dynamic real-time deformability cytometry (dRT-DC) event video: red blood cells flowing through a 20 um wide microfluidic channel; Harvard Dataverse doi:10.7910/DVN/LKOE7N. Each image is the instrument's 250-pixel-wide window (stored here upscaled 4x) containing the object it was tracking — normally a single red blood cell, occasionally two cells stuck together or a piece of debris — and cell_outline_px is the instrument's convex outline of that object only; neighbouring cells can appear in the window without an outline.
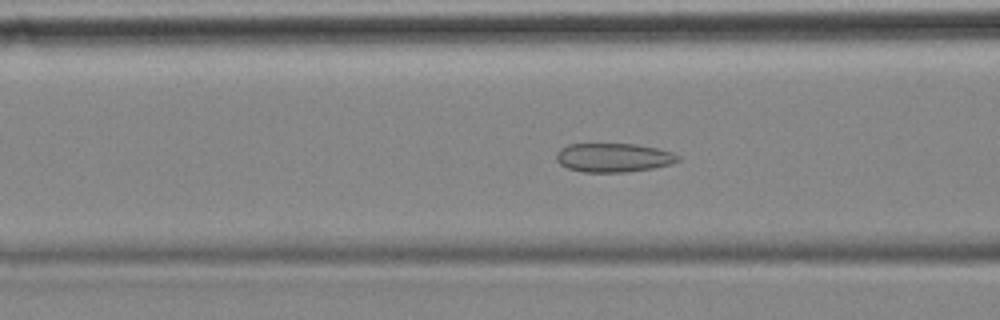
{"species": "common noctule bat (a hibernating species)", "species_latin": "Nyctalus noctula", "temperature_condition": "cold", "stored_images_in_passage": 54, "camera_frame_rate_fps": 3000, "um_per_image_px": 0.085, "animal": {"sex": "female", "body_mass_g": 18.4}, "frame": {"image": 1, "passage_image": 19, "time_ms": 6.0, "image_size_px": [1000, 320], "cell_outline_px": [[680, 160], [668, 164], [652, 168], [624, 172], [580, 172], [568, 168], [560, 164], [556, 160], [556, 152], [560, 148], [568, 144], [632, 144], [656, 148], [672, 152], [680, 156]], "centroid_in_image_um": [52.1, 13.39], "position_along_channel_um": 114.5, "area_um2": 20.4}}
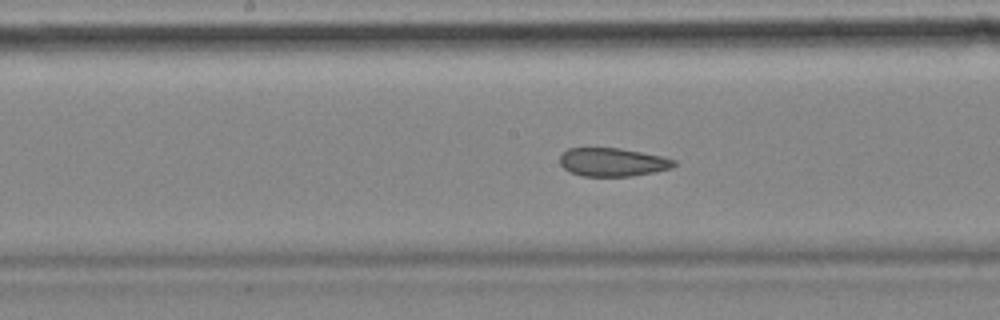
{"frame": {"image": 2, "passage_image": 26, "time_ms": 8.333, "image_size_px": [1000, 320], "cell_outline_px": [[676, 164], [672, 168], [656, 172], [632, 176], [580, 176], [568, 172], [560, 164], [560, 156], [568, 148], [620, 148], [664, 156], [676, 160]], "centroid_in_image_um": [52.09, 13.79], "position_along_channel_um": 196.1, "area_um2": 19.13}}
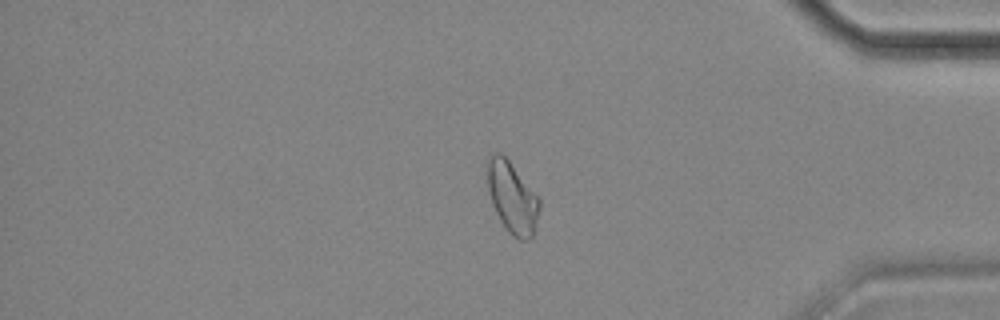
{"frame": {"image": 3, "passage_image": 45, "time_ms": 14.667, "image_size_px": [1000, 320], "cell_outline_px": [[540, 208], [532, 236], [528, 240], [520, 240], [512, 236], [508, 232], [500, 220], [492, 204], [488, 188], [488, 160], [496, 152], [500, 152], [508, 160], [540, 200]], "centroid_in_image_um": [43.54, 16.84], "position_along_channel_um": 391.7, "area_um2": 21.04}, "authors_computed_cell_mechanics": {"area_um2": 21.8195, "velocity_mm_per_s": 3.5102, "shape_relaxation_time_tau1_ms": null, "shape_relaxation_time_tau2_ms": 2.0027, "deformation_change_tau1": null, "deformation_change_tau2": 0.0716}}